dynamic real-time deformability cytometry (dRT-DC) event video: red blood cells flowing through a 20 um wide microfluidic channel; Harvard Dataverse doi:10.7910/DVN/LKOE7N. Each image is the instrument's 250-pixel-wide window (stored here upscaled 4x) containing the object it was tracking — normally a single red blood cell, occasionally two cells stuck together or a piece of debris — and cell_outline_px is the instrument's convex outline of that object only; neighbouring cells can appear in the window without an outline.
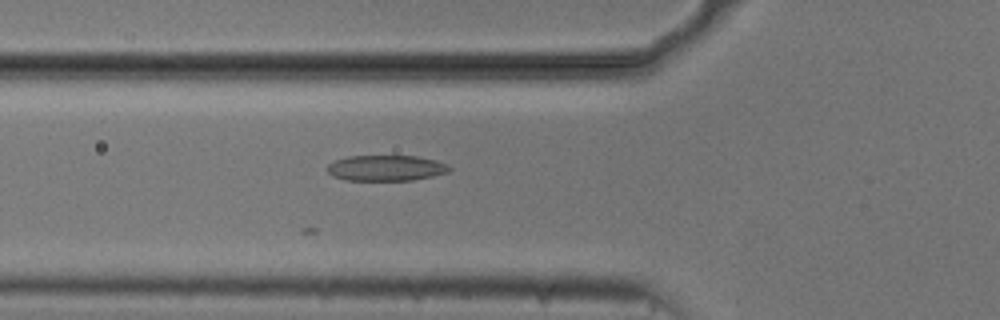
{"species": "common noctule bat (a hibernating species)", "species_latin": "Nyctalus noctula", "temperature_condition": "cold", "stored_images_in_passage": 27, "camera_frame_rate_fps": 3000, "um_per_image_px": 0.085, "animal": {"sex": "male", "body_mass_g": 20.5, "forearm_length_mm": 52.5}, "frame": {"image": 1, "passage_image": 15, "time_ms": 4.667, "image_size_px": [1000, 320], "cell_outline_px": [[452, 168], [448, 172], [432, 176], [412, 180], [348, 180], [332, 176], [324, 168], [328, 164], [336, 160], [348, 156], [416, 156], [436, 160], [448, 164]], "centroid_in_image_um": [32.8, 14.28], "position_along_channel_um": 93.0, "area_um2": 18.32}}
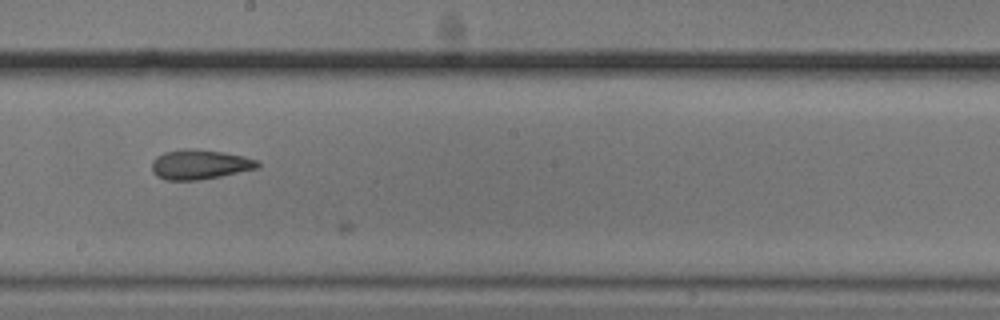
{"frame": {"image": 2, "passage_image": 26, "time_ms": 8.333, "image_size_px": [1000, 320], "cell_outline_px": [[260, 168], [200, 180], [164, 180], [156, 176], [152, 172], [152, 160], [156, 156], [164, 152], [184, 148], [192, 148], [224, 152], [244, 156], [256, 160], [260, 164]], "centroid_in_image_um": [16.96, 13.98], "position_along_channel_um": 231.2, "area_um2": 18.55}}